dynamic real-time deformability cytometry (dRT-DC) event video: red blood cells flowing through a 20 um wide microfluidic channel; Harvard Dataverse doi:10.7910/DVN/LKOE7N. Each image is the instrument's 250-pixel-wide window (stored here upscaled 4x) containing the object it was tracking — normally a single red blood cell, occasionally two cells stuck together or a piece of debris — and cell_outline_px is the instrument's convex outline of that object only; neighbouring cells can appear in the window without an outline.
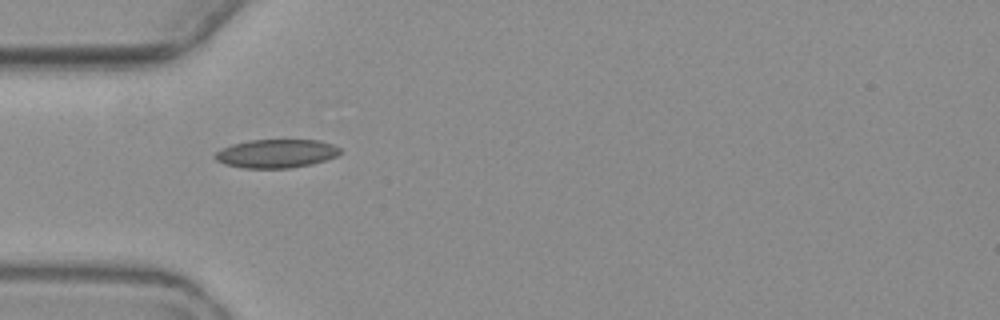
{"species": "common noctule bat (a hibernating species)", "species_latin": "Nyctalus noctula", "temperature_condition": "warm", "stored_images_in_passage": 7, "camera_frame_rate_fps": 3000, "um_per_image_px": 0.085, "animal": {"sex": "female", "body_mass_g": 19.3, "forearm_length_mm": 54.1}, "frame": {"image": 1, "passage_image": 1, "time_ms": 0.0, "image_size_px": [1000, 320], "cell_outline_px": [[340, 152], [336, 156], [312, 164], [288, 168], [244, 168], [224, 164], [216, 160], [212, 156], [216, 152], [232, 144], [248, 140], [320, 140], [332, 144], [340, 148]], "centroid_in_image_um": [23.46, 13.05], "position_along_channel_um": 61.5, "area_um2": 20.75}}
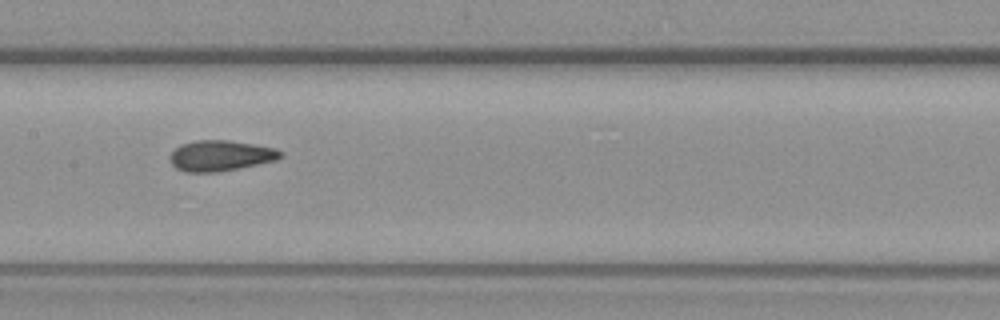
{"frame": {"image": 2, "passage_image": 4, "time_ms": 3.667, "image_size_px": [1000, 320], "cell_outline_px": [[284, 156], [276, 160], [216, 172], [184, 172], [176, 168], [172, 164], [172, 152], [180, 144], [196, 140], [228, 140], [276, 148], [284, 152]], "centroid_in_image_um": [18.77, 13.22], "position_along_channel_um": 188.6, "area_um2": 19.54}}
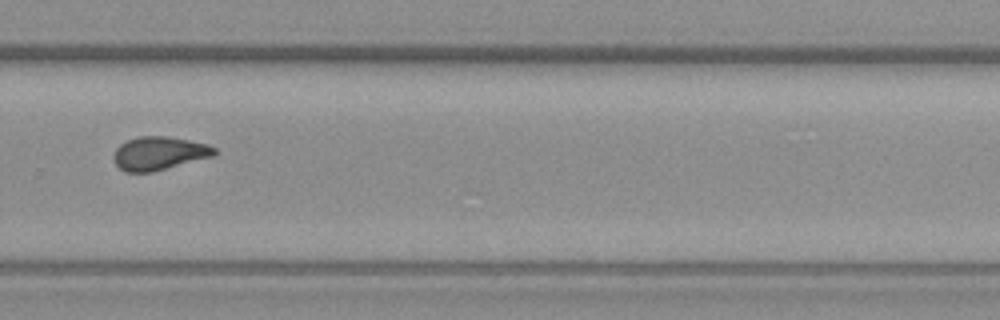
{"frame": {"image": 3, "passage_image": 7, "time_ms": 7.333, "image_size_px": [1000, 320], "cell_outline_px": [[216, 152], [212, 156], [152, 172], [124, 172], [116, 164], [112, 156], [116, 148], [120, 144], [128, 140], [140, 136], [168, 136], [208, 144], [216, 148]], "centroid_in_image_um": [13.49, 13.03], "position_along_channel_um": 316.3, "area_um2": 19.48}}